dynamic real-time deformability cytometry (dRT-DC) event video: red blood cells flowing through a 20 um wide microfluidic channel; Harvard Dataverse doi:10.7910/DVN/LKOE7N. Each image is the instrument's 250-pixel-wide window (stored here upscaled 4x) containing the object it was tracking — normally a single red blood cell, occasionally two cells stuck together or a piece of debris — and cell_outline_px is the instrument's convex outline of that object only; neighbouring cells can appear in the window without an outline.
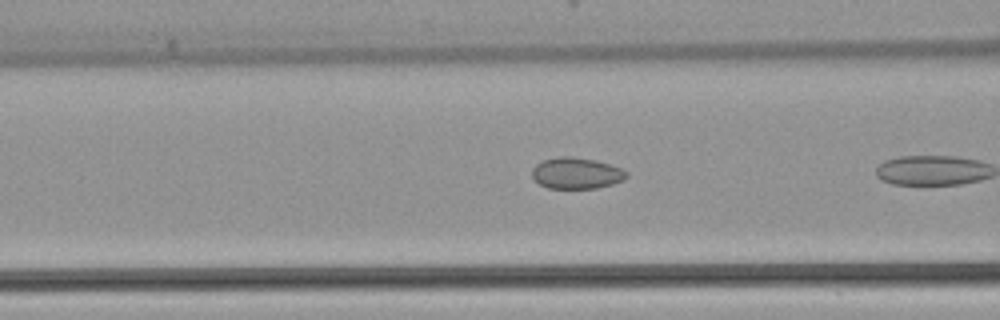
{"species": "common noctule bat (a hibernating species)", "species_latin": "Nyctalus noctula", "temperature_condition": "warm", "stored_images_in_passage": 7, "camera_frame_rate_fps": 3000, "um_per_image_px": 0.085, "animal": {"sex": "female", "body_mass_g": 22.7, "forearm_length_mm": 54.2}, "frame": {"image": 1, "passage_image": 5, "time_ms": 1.333, "image_size_px": [1000, 320], "cell_outline_px": [[628, 176], [624, 180], [612, 184], [596, 188], [548, 188], [540, 184], [532, 176], [532, 168], [536, 164], [544, 160], [560, 156], [572, 156], [596, 160], [620, 168], [628, 172]], "centroid_in_image_um": [49.0, 14.72], "position_along_channel_um": 117.6, "area_um2": 17.17}}